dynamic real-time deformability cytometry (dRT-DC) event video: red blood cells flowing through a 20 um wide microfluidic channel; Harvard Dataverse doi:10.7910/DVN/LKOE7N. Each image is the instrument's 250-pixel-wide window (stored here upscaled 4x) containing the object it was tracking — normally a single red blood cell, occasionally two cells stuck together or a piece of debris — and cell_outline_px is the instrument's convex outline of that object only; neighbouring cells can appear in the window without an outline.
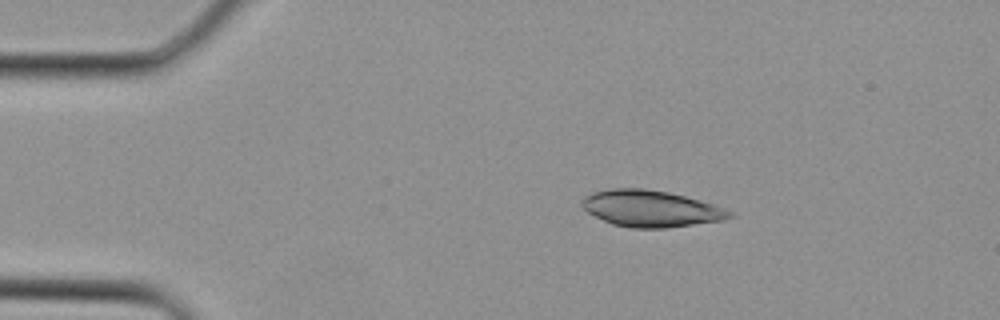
{"species": "Egyptian fruit bat (a non-hibernating species)", "species_latin": "Rousettus aegyptiacus", "temperature_condition": "cold", "stored_images_in_passage": 3, "camera_frame_rate_fps": 3000, "um_per_image_px": 0.085, "animal": {"sex": "female"}, "frame": {"image": 1, "passage_image": 2, "time_ms": 0.333, "image_size_px": [1000, 320], "cell_outline_px": [[736, 216], [724, 220], [664, 228], [632, 228], [612, 224], [588, 212], [580, 204], [580, 200], [584, 196], [592, 192], [612, 188], [644, 188], [668, 192], [684, 196], [712, 204], [724, 208], [732, 212]], "centroid_in_image_um": [55.3, 17.72], "position_along_channel_um": 29.7, "area_um2": 31.33}}